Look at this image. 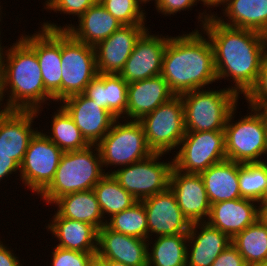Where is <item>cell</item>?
<instances>
[{
  "mask_svg": "<svg viewBox=\"0 0 267 266\" xmlns=\"http://www.w3.org/2000/svg\"><path fill=\"white\" fill-rule=\"evenodd\" d=\"M53 219V220H52ZM46 226L59 243V248L96 253L98 230L91 224L61 217L57 212Z\"/></svg>",
  "mask_w": 267,
  "mask_h": 266,
  "instance_id": "cell-26",
  "label": "cell"
},
{
  "mask_svg": "<svg viewBox=\"0 0 267 266\" xmlns=\"http://www.w3.org/2000/svg\"><path fill=\"white\" fill-rule=\"evenodd\" d=\"M35 110H0V152L10 155L21 165L34 130Z\"/></svg>",
  "mask_w": 267,
  "mask_h": 266,
  "instance_id": "cell-19",
  "label": "cell"
},
{
  "mask_svg": "<svg viewBox=\"0 0 267 266\" xmlns=\"http://www.w3.org/2000/svg\"><path fill=\"white\" fill-rule=\"evenodd\" d=\"M162 155L165 154L153 153L144 160L108 171L106 174H112L127 192L131 193L137 201H141L169 187L173 161L161 162Z\"/></svg>",
  "mask_w": 267,
  "mask_h": 266,
  "instance_id": "cell-9",
  "label": "cell"
},
{
  "mask_svg": "<svg viewBox=\"0 0 267 266\" xmlns=\"http://www.w3.org/2000/svg\"><path fill=\"white\" fill-rule=\"evenodd\" d=\"M52 204L57 207L55 212L61 217L89 223L97 230L106 225L107 220L102 215L93 189L65 194Z\"/></svg>",
  "mask_w": 267,
  "mask_h": 266,
  "instance_id": "cell-29",
  "label": "cell"
},
{
  "mask_svg": "<svg viewBox=\"0 0 267 266\" xmlns=\"http://www.w3.org/2000/svg\"><path fill=\"white\" fill-rule=\"evenodd\" d=\"M104 170L97 145L64 152L53 180L37 196L51 205L65 194L92 190L106 175Z\"/></svg>",
  "mask_w": 267,
  "mask_h": 266,
  "instance_id": "cell-4",
  "label": "cell"
},
{
  "mask_svg": "<svg viewBox=\"0 0 267 266\" xmlns=\"http://www.w3.org/2000/svg\"><path fill=\"white\" fill-rule=\"evenodd\" d=\"M90 266H104L98 259H95Z\"/></svg>",
  "mask_w": 267,
  "mask_h": 266,
  "instance_id": "cell-50",
  "label": "cell"
},
{
  "mask_svg": "<svg viewBox=\"0 0 267 266\" xmlns=\"http://www.w3.org/2000/svg\"><path fill=\"white\" fill-rule=\"evenodd\" d=\"M210 204L240 199L239 163L225 160L199 173Z\"/></svg>",
  "mask_w": 267,
  "mask_h": 266,
  "instance_id": "cell-27",
  "label": "cell"
},
{
  "mask_svg": "<svg viewBox=\"0 0 267 266\" xmlns=\"http://www.w3.org/2000/svg\"><path fill=\"white\" fill-rule=\"evenodd\" d=\"M264 201H267V185H266V189H265V191H264V193H263V197H262V199L260 200V202L258 203L259 206H260Z\"/></svg>",
  "mask_w": 267,
  "mask_h": 266,
  "instance_id": "cell-47",
  "label": "cell"
},
{
  "mask_svg": "<svg viewBox=\"0 0 267 266\" xmlns=\"http://www.w3.org/2000/svg\"><path fill=\"white\" fill-rule=\"evenodd\" d=\"M122 25H145L146 13L137 0H98ZM142 7V8H141Z\"/></svg>",
  "mask_w": 267,
  "mask_h": 266,
  "instance_id": "cell-36",
  "label": "cell"
},
{
  "mask_svg": "<svg viewBox=\"0 0 267 266\" xmlns=\"http://www.w3.org/2000/svg\"><path fill=\"white\" fill-rule=\"evenodd\" d=\"M50 266H90L96 259V253L67 250L54 246Z\"/></svg>",
  "mask_w": 267,
  "mask_h": 266,
  "instance_id": "cell-37",
  "label": "cell"
},
{
  "mask_svg": "<svg viewBox=\"0 0 267 266\" xmlns=\"http://www.w3.org/2000/svg\"><path fill=\"white\" fill-rule=\"evenodd\" d=\"M78 23L76 26L72 23L58 26L45 21L41 27L48 30H65L75 40L95 47L122 26L99 1L78 18Z\"/></svg>",
  "mask_w": 267,
  "mask_h": 266,
  "instance_id": "cell-21",
  "label": "cell"
},
{
  "mask_svg": "<svg viewBox=\"0 0 267 266\" xmlns=\"http://www.w3.org/2000/svg\"><path fill=\"white\" fill-rule=\"evenodd\" d=\"M139 121L144 128L147 145L154 153L167 154L177 150L186 134L181 96H173Z\"/></svg>",
  "mask_w": 267,
  "mask_h": 266,
  "instance_id": "cell-8",
  "label": "cell"
},
{
  "mask_svg": "<svg viewBox=\"0 0 267 266\" xmlns=\"http://www.w3.org/2000/svg\"><path fill=\"white\" fill-rule=\"evenodd\" d=\"M196 3L199 2L197 0H157L155 7L158 13L171 16L187 9L189 11V8L192 9L193 6L197 5Z\"/></svg>",
  "mask_w": 267,
  "mask_h": 266,
  "instance_id": "cell-40",
  "label": "cell"
},
{
  "mask_svg": "<svg viewBox=\"0 0 267 266\" xmlns=\"http://www.w3.org/2000/svg\"><path fill=\"white\" fill-rule=\"evenodd\" d=\"M60 103L90 145H96L117 119L83 93L67 97Z\"/></svg>",
  "mask_w": 267,
  "mask_h": 266,
  "instance_id": "cell-16",
  "label": "cell"
},
{
  "mask_svg": "<svg viewBox=\"0 0 267 266\" xmlns=\"http://www.w3.org/2000/svg\"><path fill=\"white\" fill-rule=\"evenodd\" d=\"M249 109V115L233 121L237 110L235 107L224 128L226 158L240 164L264 162L262 156L266 154L267 157L266 118L260 109L248 106Z\"/></svg>",
  "mask_w": 267,
  "mask_h": 266,
  "instance_id": "cell-5",
  "label": "cell"
},
{
  "mask_svg": "<svg viewBox=\"0 0 267 266\" xmlns=\"http://www.w3.org/2000/svg\"><path fill=\"white\" fill-rule=\"evenodd\" d=\"M198 2L200 1V2H202L203 4L202 5H204V7L205 6H207V7H209V8H212V7H218V6H220L221 7V5L223 4V2L225 1V0H197Z\"/></svg>",
  "mask_w": 267,
  "mask_h": 266,
  "instance_id": "cell-44",
  "label": "cell"
},
{
  "mask_svg": "<svg viewBox=\"0 0 267 266\" xmlns=\"http://www.w3.org/2000/svg\"><path fill=\"white\" fill-rule=\"evenodd\" d=\"M148 240L115 232L104 225L98 230L96 259L128 266H148Z\"/></svg>",
  "mask_w": 267,
  "mask_h": 266,
  "instance_id": "cell-20",
  "label": "cell"
},
{
  "mask_svg": "<svg viewBox=\"0 0 267 266\" xmlns=\"http://www.w3.org/2000/svg\"><path fill=\"white\" fill-rule=\"evenodd\" d=\"M148 30L136 41L131 55L119 73L128 84L161 75L165 47L170 37L152 35Z\"/></svg>",
  "mask_w": 267,
  "mask_h": 266,
  "instance_id": "cell-14",
  "label": "cell"
},
{
  "mask_svg": "<svg viewBox=\"0 0 267 266\" xmlns=\"http://www.w3.org/2000/svg\"><path fill=\"white\" fill-rule=\"evenodd\" d=\"M11 250L10 247H7L6 244H3L0 241V266H23L19 260V257Z\"/></svg>",
  "mask_w": 267,
  "mask_h": 266,
  "instance_id": "cell-43",
  "label": "cell"
},
{
  "mask_svg": "<svg viewBox=\"0 0 267 266\" xmlns=\"http://www.w3.org/2000/svg\"><path fill=\"white\" fill-rule=\"evenodd\" d=\"M83 94L116 118H126L128 83L119 74L98 73Z\"/></svg>",
  "mask_w": 267,
  "mask_h": 266,
  "instance_id": "cell-25",
  "label": "cell"
},
{
  "mask_svg": "<svg viewBox=\"0 0 267 266\" xmlns=\"http://www.w3.org/2000/svg\"><path fill=\"white\" fill-rule=\"evenodd\" d=\"M1 9H2V7L0 6V21L2 20V14H1L2 10ZM0 35H1V31H0Z\"/></svg>",
  "mask_w": 267,
  "mask_h": 266,
  "instance_id": "cell-52",
  "label": "cell"
},
{
  "mask_svg": "<svg viewBox=\"0 0 267 266\" xmlns=\"http://www.w3.org/2000/svg\"><path fill=\"white\" fill-rule=\"evenodd\" d=\"M20 38L36 53L45 89L54 101H62L61 30H41Z\"/></svg>",
  "mask_w": 267,
  "mask_h": 266,
  "instance_id": "cell-13",
  "label": "cell"
},
{
  "mask_svg": "<svg viewBox=\"0 0 267 266\" xmlns=\"http://www.w3.org/2000/svg\"><path fill=\"white\" fill-rule=\"evenodd\" d=\"M63 153L43 130L37 131L29 142L18 173L24 186L39 195L53 180Z\"/></svg>",
  "mask_w": 267,
  "mask_h": 266,
  "instance_id": "cell-12",
  "label": "cell"
},
{
  "mask_svg": "<svg viewBox=\"0 0 267 266\" xmlns=\"http://www.w3.org/2000/svg\"><path fill=\"white\" fill-rule=\"evenodd\" d=\"M141 201L147 214L148 241L153 240L150 237L153 234L156 237L188 234L191 224L182 214L175 195L169 187Z\"/></svg>",
  "mask_w": 267,
  "mask_h": 266,
  "instance_id": "cell-15",
  "label": "cell"
},
{
  "mask_svg": "<svg viewBox=\"0 0 267 266\" xmlns=\"http://www.w3.org/2000/svg\"><path fill=\"white\" fill-rule=\"evenodd\" d=\"M260 218L267 223V201L260 205Z\"/></svg>",
  "mask_w": 267,
  "mask_h": 266,
  "instance_id": "cell-45",
  "label": "cell"
},
{
  "mask_svg": "<svg viewBox=\"0 0 267 266\" xmlns=\"http://www.w3.org/2000/svg\"><path fill=\"white\" fill-rule=\"evenodd\" d=\"M6 48L0 45L2 104L4 98H7L2 108L4 110H35L39 115L44 109L42 105L47 104L46 101L49 100L54 102V99L43 84L36 53L20 37L7 48L8 50Z\"/></svg>",
  "mask_w": 267,
  "mask_h": 266,
  "instance_id": "cell-3",
  "label": "cell"
},
{
  "mask_svg": "<svg viewBox=\"0 0 267 266\" xmlns=\"http://www.w3.org/2000/svg\"><path fill=\"white\" fill-rule=\"evenodd\" d=\"M57 109L51 118V133L46 134L44 131V134L63 152L87 148L90 144L82 136L69 114L61 107V104Z\"/></svg>",
  "mask_w": 267,
  "mask_h": 266,
  "instance_id": "cell-33",
  "label": "cell"
},
{
  "mask_svg": "<svg viewBox=\"0 0 267 266\" xmlns=\"http://www.w3.org/2000/svg\"><path fill=\"white\" fill-rule=\"evenodd\" d=\"M62 101L82 94L86 86L98 74L93 46L75 40L61 30Z\"/></svg>",
  "mask_w": 267,
  "mask_h": 266,
  "instance_id": "cell-11",
  "label": "cell"
},
{
  "mask_svg": "<svg viewBox=\"0 0 267 266\" xmlns=\"http://www.w3.org/2000/svg\"><path fill=\"white\" fill-rule=\"evenodd\" d=\"M199 31L170 36L165 47L161 76L175 95L209 88L217 80L213 46Z\"/></svg>",
  "mask_w": 267,
  "mask_h": 266,
  "instance_id": "cell-2",
  "label": "cell"
},
{
  "mask_svg": "<svg viewBox=\"0 0 267 266\" xmlns=\"http://www.w3.org/2000/svg\"><path fill=\"white\" fill-rule=\"evenodd\" d=\"M117 118L108 133L96 144L103 167H124L148 158L154 152L148 147L140 121ZM121 165V166H120Z\"/></svg>",
  "mask_w": 267,
  "mask_h": 266,
  "instance_id": "cell-7",
  "label": "cell"
},
{
  "mask_svg": "<svg viewBox=\"0 0 267 266\" xmlns=\"http://www.w3.org/2000/svg\"><path fill=\"white\" fill-rule=\"evenodd\" d=\"M169 188L190 224L208 220L211 204L200 174L184 173L172 167Z\"/></svg>",
  "mask_w": 267,
  "mask_h": 266,
  "instance_id": "cell-17",
  "label": "cell"
},
{
  "mask_svg": "<svg viewBox=\"0 0 267 266\" xmlns=\"http://www.w3.org/2000/svg\"><path fill=\"white\" fill-rule=\"evenodd\" d=\"M2 108L1 95H0V110Z\"/></svg>",
  "mask_w": 267,
  "mask_h": 266,
  "instance_id": "cell-53",
  "label": "cell"
},
{
  "mask_svg": "<svg viewBox=\"0 0 267 266\" xmlns=\"http://www.w3.org/2000/svg\"><path fill=\"white\" fill-rule=\"evenodd\" d=\"M258 109L261 110V112L263 113V115L265 116L266 121H267V106L258 107Z\"/></svg>",
  "mask_w": 267,
  "mask_h": 266,
  "instance_id": "cell-48",
  "label": "cell"
},
{
  "mask_svg": "<svg viewBox=\"0 0 267 266\" xmlns=\"http://www.w3.org/2000/svg\"><path fill=\"white\" fill-rule=\"evenodd\" d=\"M211 266H247L238 250L229 245L212 263Z\"/></svg>",
  "mask_w": 267,
  "mask_h": 266,
  "instance_id": "cell-41",
  "label": "cell"
},
{
  "mask_svg": "<svg viewBox=\"0 0 267 266\" xmlns=\"http://www.w3.org/2000/svg\"><path fill=\"white\" fill-rule=\"evenodd\" d=\"M20 172V165L10 155L0 152V182L12 173ZM2 179V180H1Z\"/></svg>",
  "mask_w": 267,
  "mask_h": 266,
  "instance_id": "cell-42",
  "label": "cell"
},
{
  "mask_svg": "<svg viewBox=\"0 0 267 266\" xmlns=\"http://www.w3.org/2000/svg\"><path fill=\"white\" fill-rule=\"evenodd\" d=\"M93 190L105 219L110 218L113 214L126 210L137 202L136 198L127 192L112 174H106L94 186Z\"/></svg>",
  "mask_w": 267,
  "mask_h": 266,
  "instance_id": "cell-32",
  "label": "cell"
},
{
  "mask_svg": "<svg viewBox=\"0 0 267 266\" xmlns=\"http://www.w3.org/2000/svg\"><path fill=\"white\" fill-rule=\"evenodd\" d=\"M106 226L118 233L148 240L147 214L142 201L106 219Z\"/></svg>",
  "mask_w": 267,
  "mask_h": 266,
  "instance_id": "cell-34",
  "label": "cell"
},
{
  "mask_svg": "<svg viewBox=\"0 0 267 266\" xmlns=\"http://www.w3.org/2000/svg\"><path fill=\"white\" fill-rule=\"evenodd\" d=\"M146 25H122L95 48L98 73L119 74L131 55L136 41L147 30Z\"/></svg>",
  "mask_w": 267,
  "mask_h": 266,
  "instance_id": "cell-18",
  "label": "cell"
},
{
  "mask_svg": "<svg viewBox=\"0 0 267 266\" xmlns=\"http://www.w3.org/2000/svg\"><path fill=\"white\" fill-rule=\"evenodd\" d=\"M267 185V160L260 163H239L241 197L260 202Z\"/></svg>",
  "mask_w": 267,
  "mask_h": 266,
  "instance_id": "cell-35",
  "label": "cell"
},
{
  "mask_svg": "<svg viewBox=\"0 0 267 266\" xmlns=\"http://www.w3.org/2000/svg\"><path fill=\"white\" fill-rule=\"evenodd\" d=\"M104 266H128L114 260H99Z\"/></svg>",
  "mask_w": 267,
  "mask_h": 266,
  "instance_id": "cell-46",
  "label": "cell"
},
{
  "mask_svg": "<svg viewBox=\"0 0 267 266\" xmlns=\"http://www.w3.org/2000/svg\"><path fill=\"white\" fill-rule=\"evenodd\" d=\"M222 6L224 18L209 11L221 23L267 35V0H225Z\"/></svg>",
  "mask_w": 267,
  "mask_h": 266,
  "instance_id": "cell-28",
  "label": "cell"
},
{
  "mask_svg": "<svg viewBox=\"0 0 267 266\" xmlns=\"http://www.w3.org/2000/svg\"><path fill=\"white\" fill-rule=\"evenodd\" d=\"M252 266H267V260H265V261H263V262H261V263L252 265Z\"/></svg>",
  "mask_w": 267,
  "mask_h": 266,
  "instance_id": "cell-51",
  "label": "cell"
},
{
  "mask_svg": "<svg viewBox=\"0 0 267 266\" xmlns=\"http://www.w3.org/2000/svg\"><path fill=\"white\" fill-rule=\"evenodd\" d=\"M231 244V238L228 235L208 222L193 223L188 232L186 266H211Z\"/></svg>",
  "mask_w": 267,
  "mask_h": 266,
  "instance_id": "cell-23",
  "label": "cell"
},
{
  "mask_svg": "<svg viewBox=\"0 0 267 266\" xmlns=\"http://www.w3.org/2000/svg\"><path fill=\"white\" fill-rule=\"evenodd\" d=\"M231 242L247 266L267 260V223L259 218L254 224L236 234Z\"/></svg>",
  "mask_w": 267,
  "mask_h": 266,
  "instance_id": "cell-31",
  "label": "cell"
},
{
  "mask_svg": "<svg viewBox=\"0 0 267 266\" xmlns=\"http://www.w3.org/2000/svg\"><path fill=\"white\" fill-rule=\"evenodd\" d=\"M177 149L173 167L184 173L199 174L227 160L224 131L186 132Z\"/></svg>",
  "mask_w": 267,
  "mask_h": 266,
  "instance_id": "cell-10",
  "label": "cell"
},
{
  "mask_svg": "<svg viewBox=\"0 0 267 266\" xmlns=\"http://www.w3.org/2000/svg\"><path fill=\"white\" fill-rule=\"evenodd\" d=\"M180 96L186 132L224 131L228 116L238 106L240 97L228 87L223 90L202 88Z\"/></svg>",
  "mask_w": 267,
  "mask_h": 266,
  "instance_id": "cell-6",
  "label": "cell"
},
{
  "mask_svg": "<svg viewBox=\"0 0 267 266\" xmlns=\"http://www.w3.org/2000/svg\"><path fill=\"white\" fill-rule=\"evenodd\" d=\"M244 98L251 107L267 106V57L261 65L256 83Z\"/></svg>",
  "mask_w": 267,
  "mask_h": 266,
  "instance_id": "cell-39",
  "label": "cell"
},
{
  "mask_svg": "<svg viewBox=\"0 0 267 266\" xmlns=\"http://www.w3.org/2000/svg\"><path fill=\"white\" fill-rule=\"evenodd\" d=\"M98 0H46L44 7L47 10L68 15H75L78 18L83 15ZM60 11V12H59Z\"/></svg>",
  "mask_w": 267,
  "mask_h": 266,
  "instance_id": "cell-38",
  "label": "cell"
},
{
  "mask_svg": "<svg viewBox=\"0 0 267 266\" xmlns=\"http://www.w3.org/2000/svg\"><path fill=\"white\" fill-rule=\"evenodd\" d=\"M137 1L140 3V5L145 6L146 3H148V2L150 3L151 0H137ZM152 1H154V3L157 2V0H152Z\"/></svg>",
  "mask_w": 267,
  "mask_h": 266,
  "instance_id": "cell-49",
  "label": "cell"
},
{
  "mask_svg": "<svg viewBox=\"0 0 267 266\" xmlns=\"http://www.w3.org/2000/svg\"><path fill=\"white\" fill-rule=\"evenodd\" d=\"M206 12L198 13L197 18L201 22L199 27L213 46L217 81L232 79L233 86L228 88L238 96H245L256 83L267 57V35L225 25Z\"/></svg>",
  "mask_w": 267,
  "mask_h": 266,
  "instance_id": "cell-1",
  "label": "cell"
},
{
  "mask_svg": "<svg viewBox=\"0 0 267 266\" xmlns=\"http://www.w3.org/2000/svg\"><path fill=\"white\" fill-rule=\"evenodd\" d=\"M173 96L161 75L129 83L126 119L139 121Z\"/></svg>",
  "mask_w": 267,
  "mask_h": 266,
  "instance_id": "cell-24",
  "label": "cell"
},
{
  "mask_svg": "<svg viewBox=\"0 0 267 266\" xmlns=\"http://www.w3.org/2000/svg\"><path fill=\"white\" fill-rule=\"evenodd\" d=\"M258 202L240 198L211 204L208 222L231 239L260 218Z\"/></svg>",
  "mask_w": 267,
  "mask_h": 266,
  "instance_id": "cell-22",
  "label": "cell"
},
{
  "mask_svg": "<svg viewBox=\"0 0 267 266\" xmlns=\"http://www.w3.org/2000/svg\"><path fill=\"white\" fill-rule=\"evenodd\" d=\"M147 243L148 266L187 265L188 234L158 236L153 242ZM149 243H153V246Z\"/></svg>",
  "mask_w": 267,
  "mask_h": 266,
  "instance_id": "cell-30",
  "label": "cell"
}]
</instances>
